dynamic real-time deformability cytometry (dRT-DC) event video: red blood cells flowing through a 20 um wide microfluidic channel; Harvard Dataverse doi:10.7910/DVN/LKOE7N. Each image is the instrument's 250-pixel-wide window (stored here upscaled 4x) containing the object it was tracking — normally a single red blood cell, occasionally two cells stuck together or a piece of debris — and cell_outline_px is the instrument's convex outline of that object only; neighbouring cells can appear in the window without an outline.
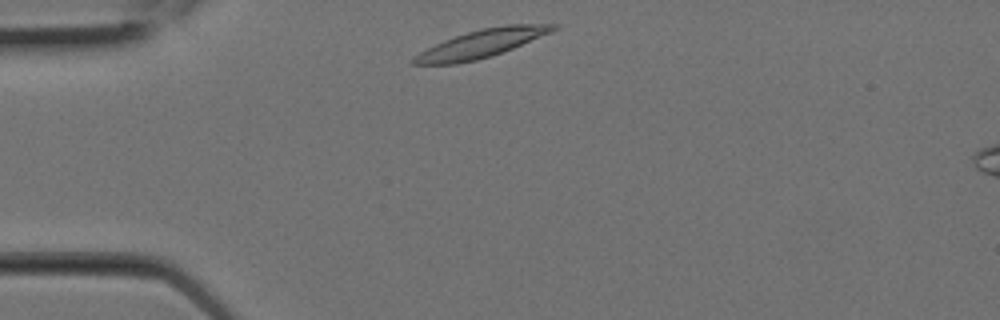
{"species": "Egyptian fruit bat (a non-hibernating species)", "species_latin": "Rousettus aegyptiacus", "temperature_condition": "room temperature", "stored_images_in_passage": 3, "camera_frame_rate_fps": 3000, "um_per_image_px": 0.085, "animal": {"sex": "female"}, "frame": {"image": 1, "passage_image": 1, "time_ms": 0.0, "image_size_px": [1000, 320], "cell_outline_px": [[560, 28], [552, 32], [512, 48], [476, 60], [456, 64], [412, 64], [412, 60], [420, 52], [444, 40], [468, 32], [484, 28], [504, 24], [560, 24]], "centroid_in_image_um": [40.98, 3.68], "position_along_channel_um": 44.0, "area_um2": 22.25}}